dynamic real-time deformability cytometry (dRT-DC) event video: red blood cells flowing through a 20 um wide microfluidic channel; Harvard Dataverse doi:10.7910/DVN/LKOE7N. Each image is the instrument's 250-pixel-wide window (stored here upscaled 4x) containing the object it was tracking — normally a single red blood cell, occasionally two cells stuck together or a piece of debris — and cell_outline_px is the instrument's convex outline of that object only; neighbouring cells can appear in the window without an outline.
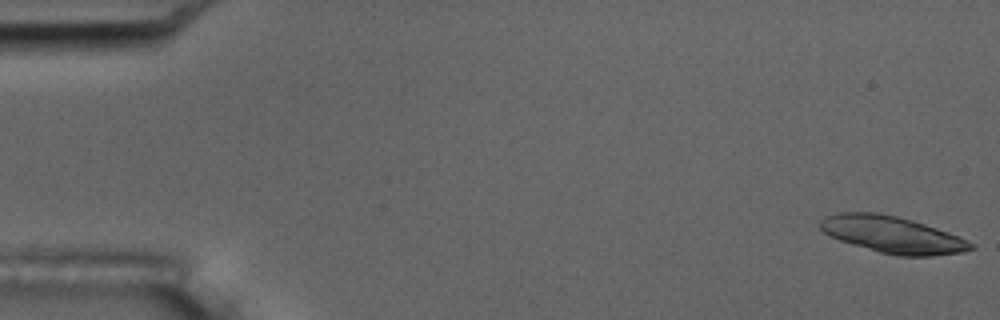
{"species": "common noctule bat (a hibernating species)", "species_latin": "Nyctalus noctula", "temperature_condition": "room temperature", "stored_images_in_passage": 54, "camera_frame_rate_fps": 3000, "um_per_image_px": 0.085, "animal": {"sex": "male", "body_mass_g": 17.5, "forearm_length_mm": 52.3}, "frame": {"image": 1, "passage_image": 1, "time_ms": 0.0, "image_size_px": [1000, 320], "cell_outline_px": [[976, 248], [960, 252], [932, 256], [896, 256], [880, 252], [840, 240], [824, 232], [820, 228], [820, 220], [824, 216], [836, 212], [880, 212], [912, 220], [948, 232], [968, 240], [976, 244]], "centroid_in_image_um": [75.86, 19.93], "position_along_channel_um": 9.1, "area_um2": 32.19}, "authors_computed_cell_mechanics": {"area_um2": 18.1781, "velocity_mm_per_s": 3.7325, "shape_relaxation_time_tau1_ms": 7.674, "shape_relaxation_time_tau2_ms": 1.8537, "deformation_change_tau1": 0.1089, "deformation_change_tau2": 0.0799}}